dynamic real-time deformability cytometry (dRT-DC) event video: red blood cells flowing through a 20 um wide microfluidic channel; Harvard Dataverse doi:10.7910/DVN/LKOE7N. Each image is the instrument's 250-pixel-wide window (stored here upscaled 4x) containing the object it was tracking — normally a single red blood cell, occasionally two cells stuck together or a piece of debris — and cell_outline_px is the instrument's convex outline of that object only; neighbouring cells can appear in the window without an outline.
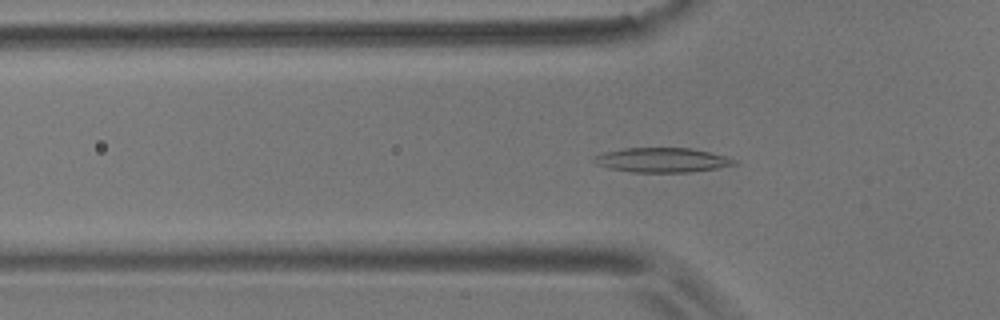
{"species": "common noctule bat (a hibernating species)", "species_latin": "Nyctalus noctula", "temperature_condition": "room temperature", "stored_images_in_passage": 55, "camera_frame_rate_fps": 3000, "um_per_image_px": 0.085, "animal": {"sex": "male", "body_mass_g": 17.9}, "frame": {"image": 1, "passage_image": 17, "time_ms": 5.333, "image_size_px": [1000, 320], "cell_outline_px": [[740, 164], [716, 168], [688, 172], [632, 172], [608, 168], [596, 164], [592, 160], [592, 156], [604, 152], [624, 148], [688, 148], [708, 152], [724, 156], [736, 160]], "centroid_in_image_um": [56.23, 13.6], "position_along_channel_um": 69.6, "area_um2": 20.0}}
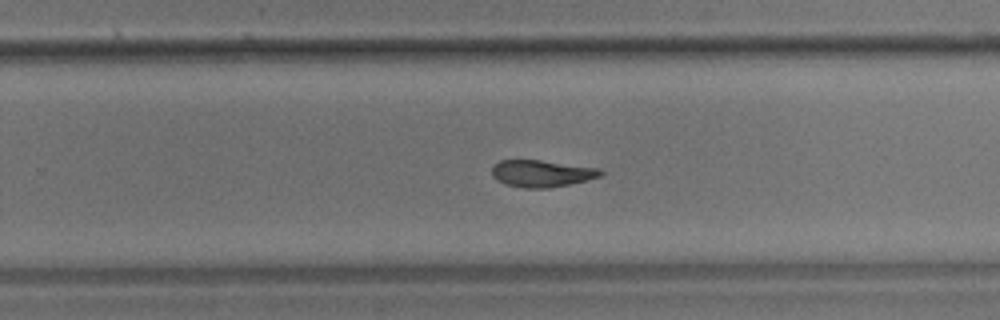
{"frame": {"image": 2, "passage_image": 35, "time_ms": 11.333, "image_size_px": [1000, 320], "cell_outline_px": [[604, 172], [600, 176], [588, 180], [552, 188], [524, 188], [504, 184], [496, 180], [492, 176], [492, 164], [500, 160], [540, 160], [600, 168]], "centroid_in_image_um": [46.02, 14.75], "position_along_channel_um": 283.8, "area_um2": 17.28}}
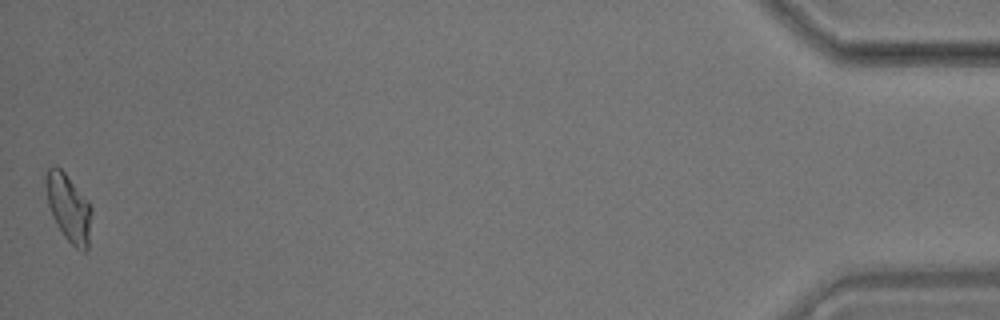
{"frame": {"image": 3, "passage_image": 55, "time_ms": 18.0, "image_size_px": [1000, 320], "cell_outline_px": [[92, 212], [88, 248], [84, 252], [76, 248], [64, 236], [56, 224], [52, 216], [48, 204], [44, 184], [44, 176], [48, 168], [52, 164], [56, 164], [64, 172], [88, 200], [92, 208]], "centroid_in_image_um": [5.81, 17.63], "position_along_channel_um": 429.4, "area_um2": 18.26}, "authors_computed_cell_mechanics": {"area_um2": 17.918, "velocity_mm_per_s": 3.5666, "shape_relaxation_time_tau1_ms": 7.3003, "shape_relaxation_time_tau2_ms": 3.614, "deformation_change_tau1": 0.1751, "deformation_change_tau2": 0.0989}}